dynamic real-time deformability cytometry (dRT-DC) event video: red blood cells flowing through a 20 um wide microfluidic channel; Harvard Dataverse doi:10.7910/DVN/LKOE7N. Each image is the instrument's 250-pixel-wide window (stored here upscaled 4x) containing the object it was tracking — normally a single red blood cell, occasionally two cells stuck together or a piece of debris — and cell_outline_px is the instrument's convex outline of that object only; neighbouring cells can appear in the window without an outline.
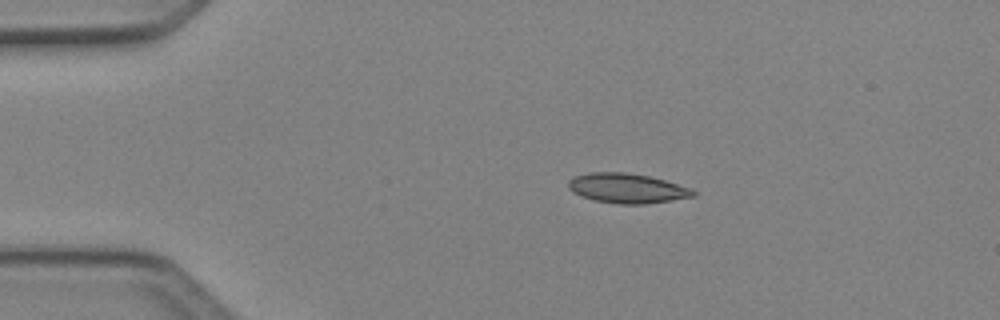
{"species": "Egyptian fruit bat (a non-hibernating species)", "species_latin": "Rousettus aegyptiacus", "temperature_condition": "cold", "stored_images_in_passage": 5, "camera_frame_rate_fps": 3000, "um_per_image_px": 0.085, "animal": {"sex": "female"}, "frame": {"image": 1, "passage_image": 3, "time_ms": 0.667, "image_size_px": [1000, 320], "cell_outline_px": [[696, 196], [644, 204], [616, 204], [592, 200], [580, 196], [572, 192], [568, 188], [568, 180], [576, 176], [588, 172], [624, 172], [648, 176], [664, 180], [692, 188], [696, 192]], "centroid_in_image_um": [53.27, 16.01], "position_along_channel_um": 31.7, "area_um2": 21.73}}
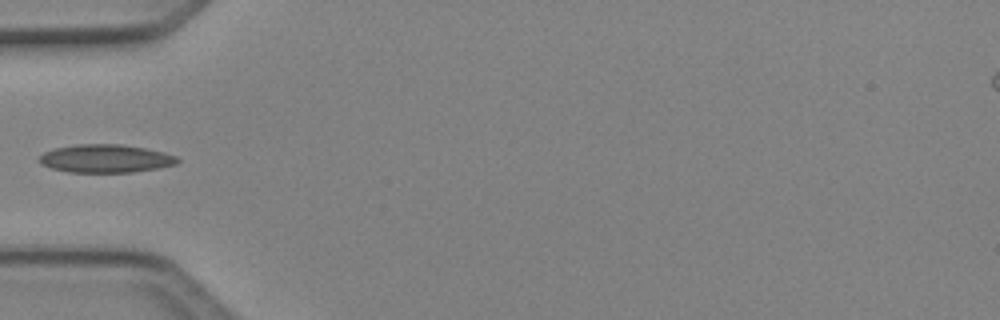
{"frame": {"image": 2, "passage_image": 5, "time_ms": 1.333, "image_size_px": [1000, 320], "cell_outline_px": [[180, 160], [176, 164], [156, 168], [132, 172], [68, 172], [52, 168], [40, 164], [36, 160], [44, 152], [56, 148], [76, 144], [120, 144], [144, 148], [164, 152], [176, 156]], "centroid_in_image_um": [8.94, 13.47], "position_along_channel_um": 76.1, "area_um2": 22.6}}